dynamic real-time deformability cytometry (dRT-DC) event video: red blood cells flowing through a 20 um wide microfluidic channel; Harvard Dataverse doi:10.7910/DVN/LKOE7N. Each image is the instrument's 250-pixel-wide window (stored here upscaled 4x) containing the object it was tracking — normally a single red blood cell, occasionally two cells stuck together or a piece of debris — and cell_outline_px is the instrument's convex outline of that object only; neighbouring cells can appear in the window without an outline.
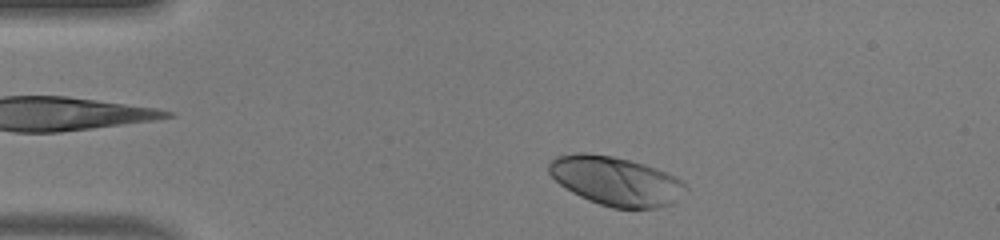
{"species": "human", "species_latin": "Homo sapiens", "temperature_condition": "warm", "stored_images_in_passage": 37, "camera_frame_rate_fps": 3000, "um_per_image_px": 0.085, "donor": {"sex": "male"}, "frame": {"image": 1, "passage_image": 3, "time_ms": 0.667, "image_size_px": [1000, 240], "cell_outline_px": [[688, 188], [672, 204], [656, 208], [612, 208], [588, 200], [572, 192], [560, 184], [548, 172], [548, 164], [556, 156], [576, 152], [584, 152], [612, 156], [644, 164], [656, 168], [676, 176]], "centroid_in_image_um": [52.33, 15.38], "position_along_channel_um": 32.7, "area_um2": 38.9}}
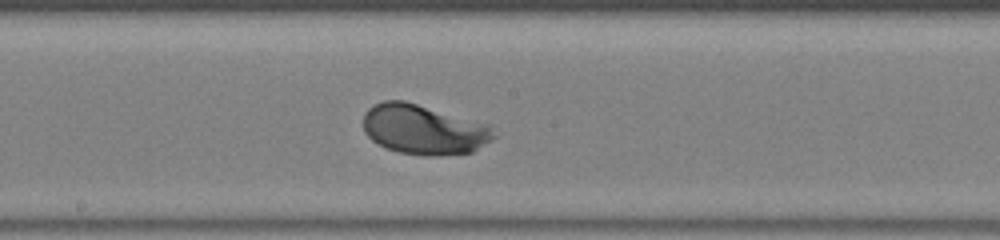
{"frame": {"image": 2, "passage_image": 20, "time_ms": 6.333, "image_size_px": [1000, 240], "cell_outline_px": [[496, 136], [492, 140], [472, 152], [440, 156], [428, 156], [400, 152], [388, 148], [372, 140], [364, 132], [364, 112], [372, 104], [384, 100], [404, 100], [492, 124]], "centroid_in_image_um": [36.06, 10.99], "position_along_channel_um": 212.1, "area_um2": 38.38}}
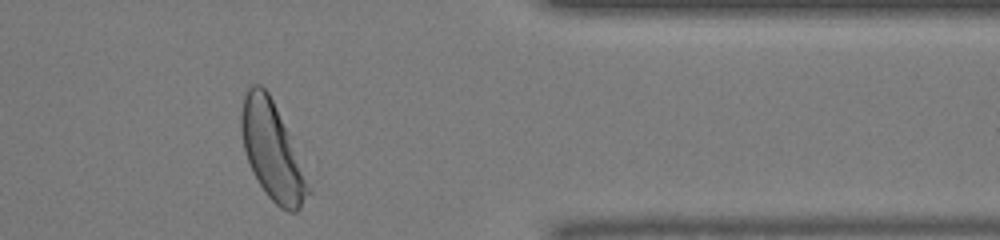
{"frame": {"image": 3, "passage_image": 34, "time_ms": 11.0, "image_size_px": [1000, 240], "cell_outline_px": [[312, 192], [300, 208], [296, 212], [288, 212], [280, 208], [268, 196], [260, 184], [248, 160], [244, 148], [240, 128], [240, 112], [244, 96], [248, 88], [252, 84], [260, 84], [268, 92], [288, 132], [312, 188]], "centroid_in_image_um": [23.15, 12.85], "position_along_channel_um": 388.2, "area_um2": 37.63}, "authors_computed_cell_mechanics": {"area_um2": 37.6278, "velocity_mm_per_s": 4.1313, "shape_relaxation_time_tau1_ms": 1.7299, "shape_relaxation_time_tau2_ms": null, "deformation_change_tau1": 0.1679, "deformation_change_tau2": null}}